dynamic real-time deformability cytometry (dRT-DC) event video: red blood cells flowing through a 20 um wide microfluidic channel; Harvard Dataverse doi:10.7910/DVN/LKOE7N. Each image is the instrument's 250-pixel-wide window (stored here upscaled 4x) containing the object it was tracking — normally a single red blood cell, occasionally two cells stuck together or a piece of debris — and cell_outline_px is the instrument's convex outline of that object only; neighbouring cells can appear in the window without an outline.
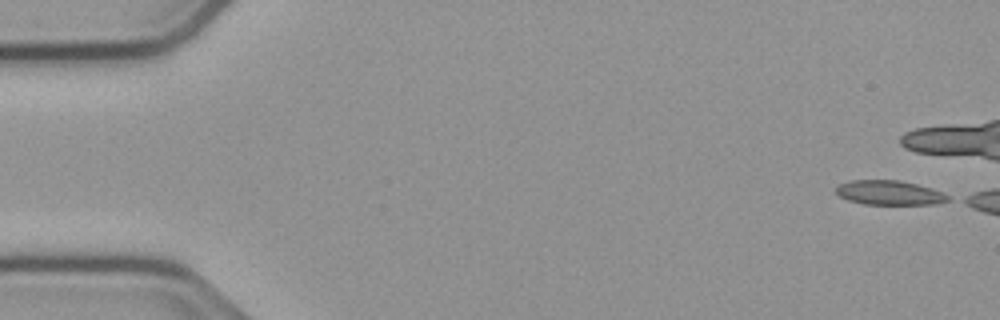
{"species": "common noctule bat (a hibernating species)", "species_latin": "Nyctalus noctula", "temperature_condition": "cold", "stored_images_in_passage": 15, "camera_frame_rate_fps": 3000, "um_per_image_px": 0.085, "animal": {"sex": "male", "body_mass_g": 23.1, "forearm_length_mm": 52.7}, "frame": {"image": 1, "passage_image": 1, "time_ms": 0.0, "image_size_px": [1000, 320], "cell_outline_px": [[952, 196], [948, 200], [932, 204], [864, 204], [848, 200], [840, 196], [836, 192], [836, 188], [840, 184], [852, 180], [900, 180], [932, 188], [944, 192]], "centroid_in_image_um": [75.63, 16.38], "position_along_channel_um": 9.4, "area_um2": 15.9}}